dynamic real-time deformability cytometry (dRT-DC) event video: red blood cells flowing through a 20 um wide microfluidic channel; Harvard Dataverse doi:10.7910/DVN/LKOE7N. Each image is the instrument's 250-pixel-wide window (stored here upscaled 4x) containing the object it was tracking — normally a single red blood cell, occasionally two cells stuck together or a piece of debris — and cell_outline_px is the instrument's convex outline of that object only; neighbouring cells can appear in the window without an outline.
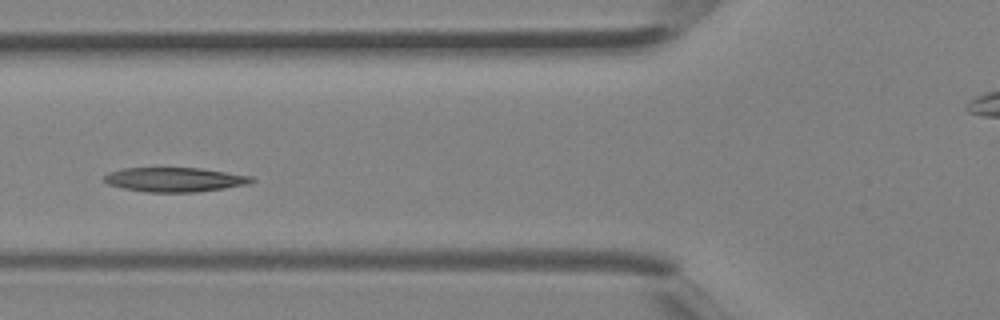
{"species": "Egyptian fruit bat (a non-hibernating species)", "species_latin": "Rousettus aegyptiacus", "temperature_condition": "room temperature", "stored_images_in_passage": 4, "camera_frame_rate_fps": 3000, "um_per_image_px": 0.085, "animal": {"sex": "female"}, "frame": {"image": 1, "passage_image": 4, "time_ms": 1.0, "image_size_px": [1000, 320], "cell_outline_px": [[256, 180], [252, 184], [196, 192], [144, 192], [124, 188], [108, 184], [104, 180], [104, 176], [108, 172], [124, 168], [200, 168], [252, 176]], "centroid_in_image_um": [14.89, 15.27], "position_along_channel_um": 110.9, "area_um2": 20.98}}